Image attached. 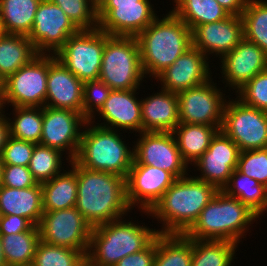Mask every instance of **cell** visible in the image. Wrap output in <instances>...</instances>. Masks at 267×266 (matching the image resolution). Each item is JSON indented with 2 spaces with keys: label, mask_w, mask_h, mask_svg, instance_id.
Wrapping results in <instances>:
<instances>
[{
  "label": "cell",
  "mask_w": 267,
  "mask_h": 266,
  "mask_svg": "<svg viewBox=\"0 0 267 266\" xmlns=\"http://www.w3.org/2000/svg\"><path fill=\"white\" fill-rule=\"evenodd\" d=\"M219 60V67L215 69L220 68V81L224 84V89L229 88L228 93L231 90L236 93L254 76L267 69V54L246 38Z\"/></svg>",
  "instance_id": "ac0fdd59"
},
{
  "label": "cell",
  "mask_w": 267,
  "mask_h": 266,
  "mask_svg": "<svg viewBox=\"0 0 267 266\" xmlns=\"http://www.w3.org/2000/svg\"><path fill=\"white\" fill-rule=\"evenodd\" d=\"M234 95L243 104L267 112V69L254 76Z\"/></svg>",
  "instance_id": "60d3db41"
},
{
  "label": "cell",
  "mask_w": 267,
  "mask_h": 266,
  "mask_svg": "<svg viewBox=\"0 0 267 266\" xmlns=\"http://www.w3.org/2000/svg\"><path fill=\"white\" fill-rule=\"evenodd\" d=\"M58 5L79 30L98 28L96 0H50Z\"/></svg>",
  "instance_id": "f35d334b"
},
{
  "label": "cell",
  "mask_w": 267,
  "mask_h": 266,
  "mask_svg": "<svg viewBox=\"0 0 267 266\" xmlns=\"http://www.w3.org/2000/svg\"><path fill=\"white\" fill-rule=\"evenodd\" d=\"M82 251L39 241L34 255V266H79L86 258Z\"/></svg>",
  "instance_id": "74e56055"
},
{
  "label": "cell",
  "mask_w": 267,
  "mask_h": 266,
  "mask_svg": "<svg viewBox=\"0 0 267 266\" xmlns=\"http://www.w3.org/2000/svg\"><path fill=\"white\" fill-rule=\"evenodd\" d=\"M176 178L166 170L132 163L126 178V199L132 210L150 211Z\"/></svg>",
  "instance_id": "e0dca14e"
},
{
  "label": "cell",
  "mask_w": 267,
  "mask_h": 266,
  "mask_svg": "<svg viewBox=\"0 0 267 266\" xmlns=\"http://www.w3.org/2000/svg\"><path fill=\"white\" fill-rule=\"evenodd\" d=\"M20 266H34L33 264H29V265H20Z\"/></svg>",
  "instance_id": "9f6ffc18"
},
{
  "label": "cell",
  "mask_w": 267,
  "mask_h": 266,
  "mask_svg": "<svg viewBox=\"0 0 267 266\" xmlns=\"http://www.w3.org/2000/svg\"><path fill=\"white\" fill-rule=\"evenodd\" d=\"M259 219L249 206L219 190L184 234L191 239L229 241L240 246Z\"/></svg>",
  "instance_id": "277c9868"
},
{
  "label": "cell",
  "mask_w": 267,
  "mask_h": 266,
  "mask_svg": "<svg viewBox=\"0 0 267 266\" xmlns=\"http://www.w3.org/2000/svg\"><path fill=\"white\" fill-rule=\"evenodd\" d=\"M41 0H0L2 33L28 36Z\"/></svg>",
  "instance_id": "f1b7e54d"
},
{
  "label": "cell",
  "mask_w": 267,
  "mask_h": 266,
  "mask_svg": "<svg viewBox=\"0 0 267 266\" xmlns=\"http://www.w3.org/2000/svg\"><path fill=\"white\" fill-rule=\"evenodd\" d=\"M145 78L137 37L105 33L99 80L112 90H130L142 89Z\"/></svg>",
  "instance_id": "52a82bcc"
},
{
  "label": "cell",
  "mask_w": 267,
  "mask_h": 266,
  "mask_svg": "<svg viewBox=\"0 0 267 266\" xmlns=\"http://www.w3.org/2000/svg\"><path fill=\"white\" fill-rule=\"evenodd\" d=\"M0 87H4V80L2 79L1 76H0Z\"/></svg>",
  "instance_id": "11a10c76"
},
{
  "label": "cell",
  "mask_w": 267,
  "mask_h": 266,
  "mask_svg": "<svg viewBox=\"0 0 267 266\" xmlns=\"http://www.w3.org/2000/svg\"><path fill=\"white\" fill-rule=\"evenodd\" d=\"M7 266L33 264L37 245L40 241L38 226L19 234L0 235Z\"/></svg>",
  "instance_id": "d6a6232c"
},
{
  "label": "cell",
  "mask_w": 267,
  "mask_h": 266,
  "mask_svg": "<svg viewBox=\"0 0 267 266\" xmlns=\"http://www.w3.org/2000/svg\"><path fill=\"white\" fill-rule=\"evenodd\" d=\"M65 157L66 163L69 164L70 160L61 151L41 144H35L28 167L37 183L42 184L50 181L66 169L65 166H68V164L63 162Z\"/></svg>",
  "instance_id": "d590c367"
},
{
  "label": "cell",
  "mask_w": 267,
  "mask_h": 266,
  "mask_svg": "<svg viewBox=\"0 0 267 266\" xmlns=\"http://www.w3.org/2000/svg\"><path fill=\"white\" fill-rule=\"evenodd\" d=\"M193 239L185 234L158 233L154 266H191Z\"/></svg>",
  "instance_id": "f546056e"
},
{
  "label": "cell",
  "mask_w": 267,
  "mask_h": 266,
  "mask_svg": "<svg viewBox=\"0 0 267 266\" xmlns=\"http://www.w3.org/2000/svg\"><path fill=\"white\" fill-rule=\"evenodd\" d=\"M230 15L241 16L248 0H216Z\"/></svg>",
  "instance_id": "c3c4849f"
},
{
  "label": "cell",
  "mask_w": 267,
  "mask_h": 266,
  "mask_svg": "<svg viewBox=\"0 0 267 266\" xmlns=\"http://www.w3.org/2000/svg\"><path fill=\"white\" fill-rule=\"evenodd\" d=\"M105 48V32L79 30L55 53L56 58L83 83L98 80Z\"/></svg>",
  "instance_id": "ba28073f"
},
{
  "label": "cell",
  "mask_w": 267,
  "mask_h": 266,
  "mask_svg": "<svg viewBox=\"0 0 267 266\" xmlns=\"http://www.w3.org/2000/svg\"><path fill=\"white\" fill-rule=\"evenodd\" d=\"M140 91V88L112 90L104 106L91 121L102 127L124 131V134L129 130V133L137 136L136 133L142 132L141 98L137 96Z\"/></svg>",
  "instance_id": "ffe728a7"
},
{
  "label": "cell",
  "mask_w": 267,
  "mask_h": 266,
  "mask_svg": "<svg viewBox=\"0 0 267 266\" xmlns=\"http://www.w3.org/2000/svg\"><path fill=\"white\" fill-rule=\"evenodd\" d=\"M170 9L191 30L201 24L217 22L230 14L216 0H172Z\"/></svg>",
  "instance_id": "4dcf8cb0"
},
{
  "label": "cell",
  "mask_w": 267,
  "mask_h": 266,
  "mask_svg": "<svg viewBox=\"0 0 267 266\" xmlns=\"http://www.w3.org/2000/svg\"><path fill=\"white\" fill-rule=\"evenodd\" d=\"M79 29L50 0H41L27 36L38 54H55Z\"/></svg>",
  "instance_id": "5bb4252c"
},
{
  "label": "cell",
  "mask_w": 267,
  "mask_h": 266,
  "mask_svg": "<svg viewBox=\"0 0 267 266\" xmlns=\"http://www.w3.org/2000/svg\"><path fill=\"white\" fill-rule=\"evenodd\" d=\"M156 238L140 252L123 257L114 266H154Z\"/></svg>",
  "instance_id": "f6af8a7d"
},
{
  "label": "cell",
  "mask_w": 267,
  "mask_h": 266,
  "mask_svg": "<svg viewBox=\"0 0 267 266\" xmlns=\"http://www.w3.org/2000/svg\"><path fill=\"white\" fill-rule=\"evenodd\" d=\"M33 224L25 217L0 215V235L19 234L28 231Z\"/></svg>",
  "instance_id": "bcb514c9"
},
{
  "label": "cell",
  "mask_w": 267,
  "mask_h": 266,
  "mask_svg": "<svg viewBox=\"0 0 267 266\" xmlns=\"http://www.w3.org/2000/svg\"><path fill=\"white\" fill-rule=\"evenodd\" d=\"M141 97L142 132H173L180 123L176 93L159 89Z\"/></svg>",
  "instance_id": "cb8c5ba5"
},
{
  "label": "cell",
  "mask_w": 267,
  "mask_h": 266,
  "mask_svg": "<svg viewBox=\"0 0 267 266\" xmlns=\"http://www.w3.org/2000/svg\"><path fill=\"white\" fill-rule=\"evenodd\" d=\"M43 213V197L40 183L23 189L0 185V215L25 217L33 225L38 226Z\"/></svg>",
  "instance_id": "d4e9b609"
},
{
  "label": "cell",
  "mask_w": 267,
  "mask_h": 266,
  "mask_svg": "<svg viewBox=\"0 0 267 266\" xmlns=\"http://www.w3.org/2000/svg\"><path fill=\"white\" fill-rule=\"evenodd\" d=\"M0 266H7L5 262V257L3 253L2 243H1V236H0Z\"/></svg>",
  "instance_id": "816d5d0a"
},
{
  "label": "cell",
  "mask_w": 267,
  "mask_h": 266,
  "mask_svg": "<svg viewBox=\"0 0 267 266\" xmlns=\"http://www.w3.org/2000/svg\"><path fill=\"white\" fill-rule=\"evenodd\" d=\"M76 176L78 194L75 207L92 228L130 217L133 213L126 199V178L90 170L77 163Z\"/></svg>",
  "instance_id": "6da1fadb"
},
{
  "label": "cell",
  "mask_w": 267,
  "mask_h": 266,
  "mask_svg": "<svg viewBox=\"0 0 267 266\" xmlns=\"http://www.w3.org/2000/svg\"><path fill=\"white\" fill-rule=\"evenodd\" d=\"M8 113L0 115V155L2 153L3 147L5 146L7 139L10 136L9 121L7 118Z\"/></svg>",
  "instance_id": "681fc988"
},
{
  "label": "cell",
  "mask_w": 267,
  "mask_h": 266,
  "mask_svg": "<svg viewBox=\"0 0 267 266\" xmlns=\"http://www.w3.org/2000/svg\"><path fill=\"white\" fill-rule=\"evenodd\" d=\"M141 0H96L98 23L113 9L116 5L137 4Z\"/></svg>",
  "instance_id": "7dc6e473"
},
{
  "label": "cell",
  "mask_w": 267,
  "mask_h": 266,
  "mask_svg": "<svg viewBox=\"0 0 267 266\" xmlns=\"http://www.w3.org/2000/svg\"><path fill=\"white\" fill-rule=\"evenodd\" d=\"M111 91L112 89L99 79L84 82L82 114L87 120H91L100 111Z\"/></svg>",
  "instance_id": "b9f144b4"
},
{
  "label": "cell",
  "mask_w": 267,
  "mask_h": 266,
  "mask_svg": "<svg viewBox=\"0 0 267 266\" xmlns=\"http://www.w3.org/2000/svg\"><path fill=\"white\" fill-rule=\"evenodd\" d=\"M223 191L249 206L261 218L267 212V187L235 169ZM263 216V217H262Z\"/></svg>",
  "instance_id": "1f68e13d"
},
{
  "label": "cell",
  "mask_w": 267,
  "mask_h": 266,
  "mask_svg": "<svg viewBox=\"0 0 267 266\" xmlns=\"http://www.w3.org/2000/svg\"><path fill=\"white\" fill-rule=\"evenodd\" d=\"M48 54L36 55L4 80V102L9 107H44L47 95Z\"/></svg>",
  "instance_id": "8fae6325"
},
{
  "label": "cell",
  "mask_w": 267,
  "mask_h": 266,
  "mask_svg": "<svg viewBox=\"0 0 267 266\" xmlns=\"http://www.w3.org/2000/svg\"><path fill=\"white\" fill-rule=\"evenodd\" d=\"M137 40L142 69L150 81L192 46L191 29L171 10L158 16Z\"/></svg>",
  "instance_id": "3957f363"
},
{
  "label": "cell",
  "mask_w": 267,
  "mask_h": 266,
  "mask_svg": "<svg viewBox=\"0 0 267 266\" xmlns=\"http://www.w3.org/2000/svg\"><path fill=\"white\" fill-rule=\"evenodd\" d=\"M214 81L212 77L199 86L177 94L180 123L222 126L224 109L232 95L227 96L226 89L218 86L223 84Z\"/></svg>",
  "instance_id": "30bf717a"
},
{
  "label": "cell",
  "mask_w": 267,
  "mask_h": 266,
  "mask_svg": "<svg viewBox=\"0 0 267 266\" xmlns=\"http://www.w3.org/2000/svg\"><path fill=\"white\" fill-rule=\"evenodd\" d=\"M126 216L92 228L86 259L94 266H114L123 257L145 249L157 236L153 225L145 226ZM128 219V220H127ZM136 222V223H135Z\"/></svg>",
  "instance_id": "5b68a950"
},
{
  "label": "cell",
  "mask_w": 267,
  "mask_h": 266,
  "mask_svg": "<svg viewBox=\"0 0 267 266\" xmlns=\"http://www.w3.org/2000/svg\"><path fill=\"white\" fill-rule=\"evenodd\" d=\"M241 18L244 38L267 54V0H248Z\"/></svg>",
  "instance_id": "8d00e7d4"
},
{
  "label": "cell",
  "mask_w": 267,
  "mask_h": 266,
  "mask_svg": "<svg viewBox=\"0 0 267 266\" xmlns=\"http://www.w3.org/2000/svg\"><path fill=\"white\" fill-rule=\"evenodd\" d=\"M237 170L267 187V148L240 151Z\"/></svg>",
  "instance_id": "ab89813d"
},
{
  "label": "cell",
  "mask_w": 267,
  "mask_h": 266,
  "mask_svg": "<svg viewBox=\"0 0 267 266\" xmlns=\"http://www.w3.org/2000/svg\"><path fill=\"white\" fill-rule=\"evenodd\" d=\"M83 84L56 58L55 54H48L45 106L69 109L82 114Z\"/></svg>",
  "instance_id": "7402d4cb"
},
{
  "label": "cell",
  "mask_w": 267,
  "mask_h": 266,
  "mask_svg": "<svg viewBox=\"0 0 267 266\" xmlns=\"http://www.w3.org/2000/svg\"><path fill=\"white\" fill-rule=\"evenodd\" d=\"M4 87H0V115L5 114L7 110H5V102H4V92H3Z\"/></svg>",
  "instance_id": "f907efd6"
},
{
  "label": "cell",
  "mask_w": 267,
  "mask_h": 266,
  "mask_svg": "<svg viewBox=\"0 0 267 266\" xmlns=\"http://www.w3.org/2000/svg\"><path fill=\"white\" fill-rule=\"evenodd\" d=\"M41 187L44 212L75 207L78 194L76 162L70 161L66 170L64 169L50 181L42 183Z\"/></svg>",
  "instance_id": "484cf974"
},
{
  "label": "cell",
  "mask_w": 267,
  "mask_h": 266,
  "mask_svg": "<svg viewBox=\"0 0 267 266\" xmlns=\"http://www.w3.org/2000/svg\"><path fill=\"white\" fill-rule=\"evenodd\" d=\"M191 174L176 179L149 212L140 211L161 224L158 233L184 234L219 191Z\"/></svg>",
  "instance_id": "7a4b0ae2"
},
{
  "label": "cell",
  "mask_w": 267,
  "mask_h": 266,
  "mask_svg": "<svg viewBox=\"0 0 267 266\" xmlns=\"http://www.w3.org/2000/svg\"><path fill=\"white\" fill-rule=\"evenodd\" d=\"M134 144L133 163L150 165L171 173L180 179L191 170L183 160L172 132H141Z\"/></svg>",
  "instance_id": "4fadbf2b"
},
{
  "label": "cell",
  "mask_w": 267,
  "mask_h": 266,
  "mask_svg": "<svg viewBox=\"0 0 267 266\" xmlns=\"http://www.w3.org/2000/svg\"><path fill=\"white\" fill-rule=\"evenodd\" d=\"M221 126L179 123L172 132L183 160L191 167L209 148Z\"/></svg>",
  "instance_id": "4316f807"
},
{
  "label": "cell",
  "mask_w": 267,
  "mask_h": 266,
  "mask_svg": "<svg viewBox=\"0 0 267 266\" xmlns=\"http://www.w3.org/2000/svg\"><path fill=\"white\" fill-rule=\"evenodd\" d=\"M38 53L26 35L0 33V76L5 80Z\"/></svg>",
  "instance_id": "83f0119b"
},
{
  "label": "cell",
  "mask_w": 267,
  "mask_h": 266,
  "mask_svg": "<svg viewBox=\"0 0 267 266\" xmlns=\"http://www.w3.org/2000/svg\"><path fill=\"white\" fill-rule=\"evenodd\" d=\"M239 154L237 144L219 130L212 138L207 151L192 165L194 167L189 168H193L192 172H200L199 175L197 172V175H193L195 178L223 190L233 171L237 169Z\"/></svg>",
  "instance_id": "2e32d148"
},
{
  "label": "cell",
  "mask_w": 267,
  "mask_h": 266,
  "mask_svg": "<svg viewBox=\"0 0 267 266\" xmlns=\"http://www.w3.org/2000/svg\"><path fill=\"white\" fill-rule=\"evenodd\" d=\"M37 184L29 167L19 165L2 166L1 186L23 189Z\"/></svg>",
  "instance_id": "ee69618b"
},
{
  "label": "cell",
  "mask_w": 267,
  "mask_h": 266,
  "mask_svg": "<svg viewBox=\"0 0 267 266\" xmlns=\"http://www.w3.org/2000/svg\"><path fill=\"white\" fill-rule=\"evenodd\" d=\"M191 38L192 46L198 48L208 59H220L244 38L242 18L229 15L217 22L201 24L191 30Z\"/></svg>",
  "instance_id": "44dd1931"
},
{
  "label": "cell",
  "mask_w": 267,
  "mask_h": 266,
  "mask_svg": "<svg viewBox=\"0 0 267 266\" xmlns=\"http://www.w3.org/2000/svg\"><path fill=\"white\" fill-rule=\"evenodd\" d=\"M86 122L79 112L44 106L40 144L61 151L72 161L77 155Z\"/></svg>",
  "instance_id": "9a60e30c"
},
{
  "label": "cell",
  "mask_w": 267,
  "mask_h": 266,
  "mask_svg": "<svg viewBox=\"0 0 267 266\" xmlns=\"http://www.w3.org/2000/svg\"><path fill=\"white\" fill-rule=\"evenodd\" d=\"M8 117L10 136L40 144L43 126V107H12Z\"/></svg>",
  "instance_id": "e575fe53"
},
{
  "label": "cell",
  "mask_w": 267,
  "mask_h": 266,
  "mask_svg": "<svg viewBox=\"0 0 267 266\" xmlns=\"http://www.w3.org/2000/svg\"><path fill=\"white\" fill-rule=\"evenodd\" d=\"M151 1L141 0L137 4L116 5V8L98 23V28L109 36L137 37L160 16Z\"/></svg>",
  "instance_id": "603a6c76"
},
{
  "label": "cell",
  "mask_w": 267,
  "mask_h": 266,
  "mask_svg": "<svg viewBox=\"0 0 267 266\" xmlns=\"http://www.w3.org/2000/svg\"><path fill=\"white\" fill-rule=\"evenodd\" d=\"M38 229L43 242L87 254L92 227L76 207L44 212Z\"/></svg>",
  "instance_id": "7c38bea8"
},
{
  "label": "cell",
  "mask_w": 267,
  "mask_h": 266,
  "mask_svg": "<svg viewBox=\"0 0 267 266\" xmlns=\"http://www.w3.org/2000/svg\"><path fill=\"white\" fill-rule=\"evenodd\" d=\"M240 151L267 148V112L229 97L220 129Z\"/></svg>",
  "instance_id": "9c48e42d"
},
{
  "label": "cell",
  "mask_w": 267,
  "mask_h": 266,
  "mask_svg": "<svg viewBox=\"0 0 267 266\" xmlns=\"http://www.w3.org/2000/svg\"><path fill=\"white\" fill-rule=\"evenodd\" d=\"M79 266H94L86 258L79 264Z\"/></svg>",
  "instance_id": "f5cc1de1"
},
{
  "label": "cell",
  "mask_w": 267,
  "mask_h": 266,
  "mask_svg": "<svg viewBox=\"0 0 267 266\" xmlns=\"http://www.w3.org/2000/svg\"><path fill=\"white\" fill-rule=\"evenodd\" d=\"M35 143L9 136L1 153L3 165H19L28 167Z\"/></svg>",
  "instance_id": "7bdbcfd3"
},
{
  "label": "cell",
  "mask_w": 267,
  "mask_h": 266,
  "mask_svg": "<svg viewBox=\"0 0 267 266\" xmlns=\"http://www.w3.org/2000/svg\"><path fill=\"white\" fill-rule=\"evenodd\" d=\"M237 248L229 241L193 239L191 266H234Z\"/></svg>",
  "instance_id": "836d02e7"
},
{
  "label": "cell",
  "mask_w": 267,
  "mask_h": 266,
  "mask_svg": "<svg viewBox=\"0 0 267 266\" xmlns=\"http://www.w3.org/2000/svg\"><path fill=\"white\" fill-rule=\"evenodd\" d=\"M122 134L119 130L102 127L87 120L74 161L90 170L127 178L134 160V147L131 142L126 143V135L123 137Z\"/></svg>",
  "instance_id": "8992f818"
},
{
  "label": "cell",
  "mask_w": 267,
  "mask_h": 266,
  "mask_svg": "<svg viewBox=\"0 0 267 266\" xmlns=\"http://www.w3.org/2000/svg\"><path fill=\"white\" fill-rule=\"evenodd\" d=\"M2 166H3V163L1 161V156H0V185H1V176H2Z\"/></svg>",
  "instance_id": "db71d44e"
},
{
  "label": "cell",
  "mask_w": 267,
  "mask_h": 266,
  "mask_svg": "<svg viewBox=\"0 0 267 266\" xmlns=\"http://www.w3.org/2000/svg\"><path fill=\"white\" fill-rule=\"evenodd\" d=\"M210 62L198 48L191 46L153 80L160 81L159 88L178 94L210 80L213 76L210 69L215 67Z\"/></svg>",
  "instance_id": "d6986e66"
}]
</instances>
